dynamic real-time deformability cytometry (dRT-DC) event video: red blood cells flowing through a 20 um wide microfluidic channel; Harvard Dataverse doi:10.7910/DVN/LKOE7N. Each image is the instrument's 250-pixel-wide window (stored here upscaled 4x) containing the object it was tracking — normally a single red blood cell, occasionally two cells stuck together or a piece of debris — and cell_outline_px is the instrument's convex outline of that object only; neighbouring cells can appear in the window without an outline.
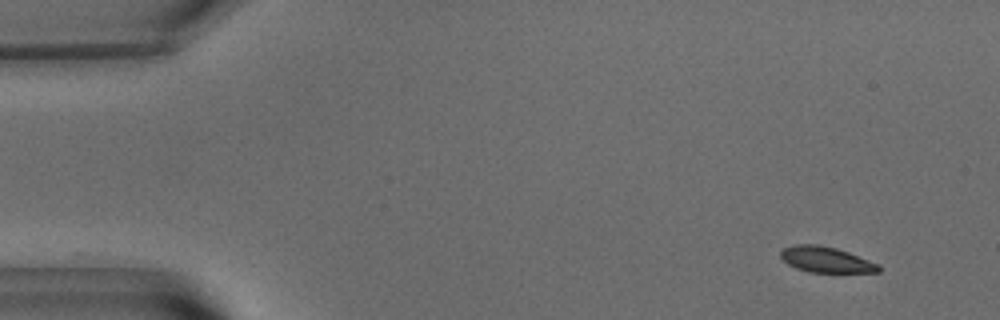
{"species": "common noctule bat (a hibernating species)", "species_latin": "Nyctalus noctula", "temperature_condition": "warm", "stored_images_in_passage": 44, "camera_frame_rate_fps": 3000, "um_per_image_px": 0.085, "animal": {"sex": "male", "body_mass_g": 15.6}, "frame": {"image": 1, "passage_image": 1, "time_ms": 0.0, "image_size_px": [1000, 320], "cell_outline_px": [[880, 272], [808, 272], [796, 268], [788, 264], [780, 256], [780, 252], [784, 248], [796, 244], [816, 244], [836, 248], [848, 252], [880, 264]], "centroid_in_image_um": [70.22, 22.07], "position_along_channel_um": 14.8, "area_um2": 14.62}}
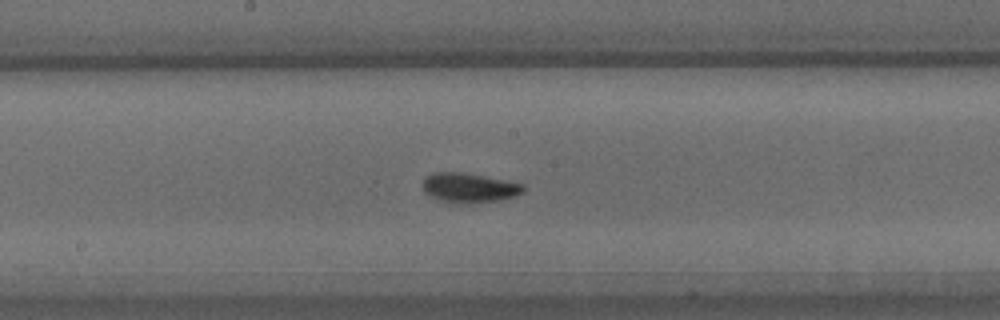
{"frame": {"image": 2, "passage_image": 25, "time_ms": 8.0, "image_size_px": [1000, 320], "cell_outline_px": [[524, 192], [516, 196], [500, 200], [472, 204], [456, 204], [440, 200], [424, 192], [424, 176], [432, 172], [460, 172], [504, 180], [524, 184]], "centroid_in_image_um": [39.88, 15.98], "position_along_channel_um": 208.3, "area_um2": 17.46}}
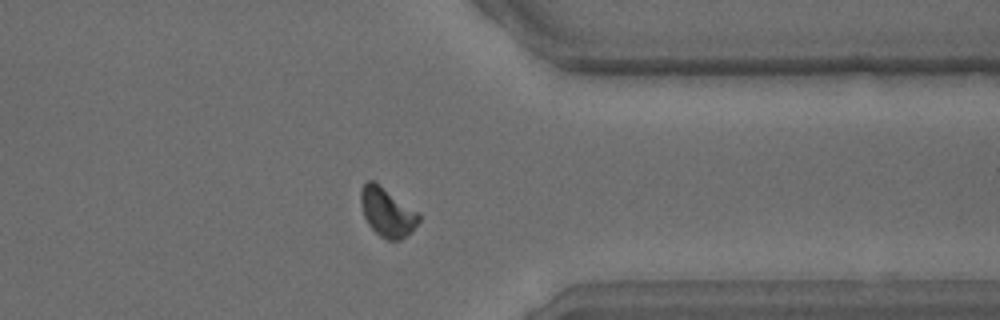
{"frame": {"image": 3, "passage_image": 39, "time_ms": 12.667, "image_size_px": [1000, 320], "cell_outline_px": [[420, 220], [412, 232], [400, 240], [388, 240], [380, 236], [368, 224], [364, 216], [360, 204], [360, 192], [364, 184], [368, 180], [372, 180], [420, 212]], "centroid_in_image_um": [32.93, 18.05], "position_along_channel_um": 378.5, "area_um2": 16.59}, "authors_computed_cell_mechanics": {"area_um2": 16.184, "velocity_mm_per_s": 3.7939, "shape_relaxation_time_tau1_ms": 2.3854, "shape_relaxation_time_tau2_ms": 5.5587, "deformation_change_tau1": 0.1458, "deformation_change_tau2": 0.0978}}